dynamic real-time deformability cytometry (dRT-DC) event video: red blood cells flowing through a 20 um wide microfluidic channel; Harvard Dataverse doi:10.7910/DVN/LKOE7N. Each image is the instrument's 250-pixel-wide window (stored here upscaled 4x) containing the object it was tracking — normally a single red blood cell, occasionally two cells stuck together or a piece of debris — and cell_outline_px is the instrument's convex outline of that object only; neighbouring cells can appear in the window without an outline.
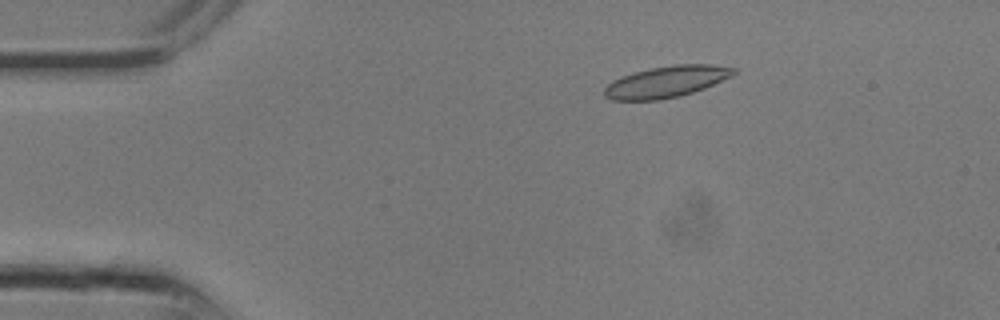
{"species": "common noctule bat (a hibernating species)", "species_latin": "Nyctalus noctula", "temperature_condition": "room temperature", "stored_images_in_passage": 10, "camera_frame_rate_fps": 3000, "um_per_image_px": 0.085, "animal": {"sex": "male", "body_mass_g": 13.3}, "frame": {"image": 1, "passage_image": 5, "time_ms": 1.333, "image_size_px": [1000, 320], "cell_outline_px": [[736, 72], [732, 76], [704, 88], [680, 96], [660, 100], [612, 100], [604, 96], [604, 88], [612, 80], [648, 68], [676, 64], [712, 64], [736, 68]], "centroid_in_image_um": [56.64, 6.94], "position_along_channel_um": 28.4, "area_um2": 23.64}}
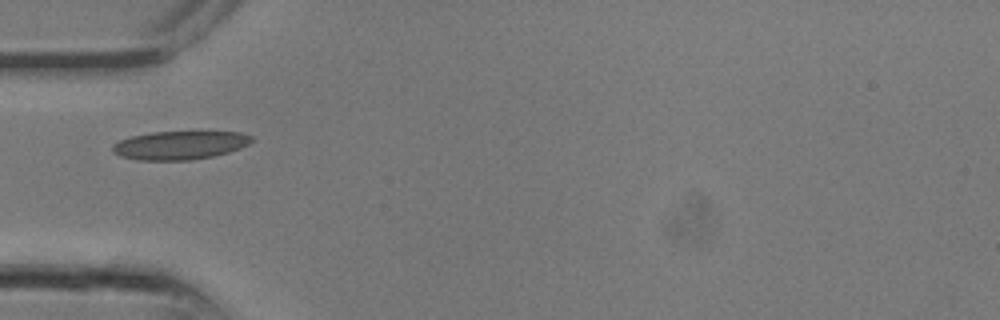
{"frame": {"image": 2, "passage_image": 9, "time_ms": 2.667, "image_size_px": [1000, 320], "cell_outline_px": [[252, 140], [248, 144], [240, 148], [228, 152], [212, 156], [192, 160], [136, 160], [120, 156], [112, 152], [112, 144], [120, 140], [132, 136], [152, 132], [240, 132], [252, 136]], "centroid_in_image_um": [15.25, 12.35], "position_along_channel_um": 69.8, "area_um2": 23.0}}